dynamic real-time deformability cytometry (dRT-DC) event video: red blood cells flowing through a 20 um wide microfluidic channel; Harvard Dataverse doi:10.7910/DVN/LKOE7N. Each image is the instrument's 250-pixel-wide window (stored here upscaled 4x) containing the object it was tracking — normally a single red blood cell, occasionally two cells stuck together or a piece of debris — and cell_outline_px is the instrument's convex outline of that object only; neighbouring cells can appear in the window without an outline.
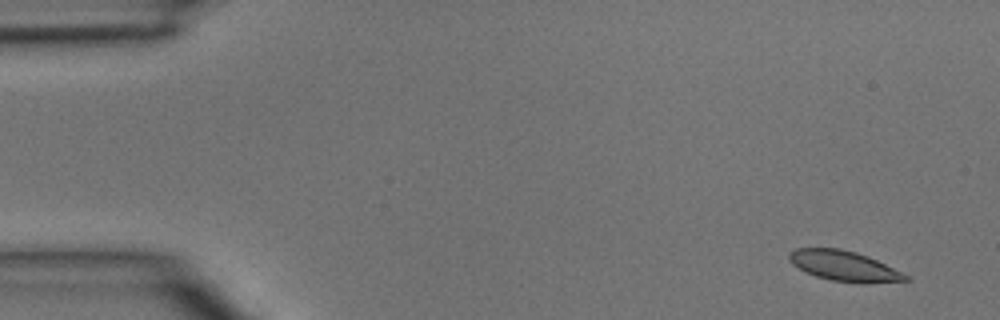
{"species": "common noctule bat (a hibernating species)", "species_latin": "Nyctalus noctula", "temperature_condition": "room temperature", "stored_images_in_passage": 3, "camera_frame_rate_fps": 3000, "um_per_image_px": 0.085, "animal": {"sex": "male", "body_mass_g": 15.6}, "frame": {"image": 1, "passage_image": 1, "time_ms": 0.0, "image_size_px": [1000, 320], "cell_outline_px": [[912, 280], [860, 284], [832, 280], [816, 276], [792, 264], [788, 260], [788, 252], [796, 248], [840, 248], [856, 252], [868, 256], [912, 276]], "centroid_in_image_um": [71.8, 22.61], "position_along_channel_um": 13.2, "area_um2": 20.75}}
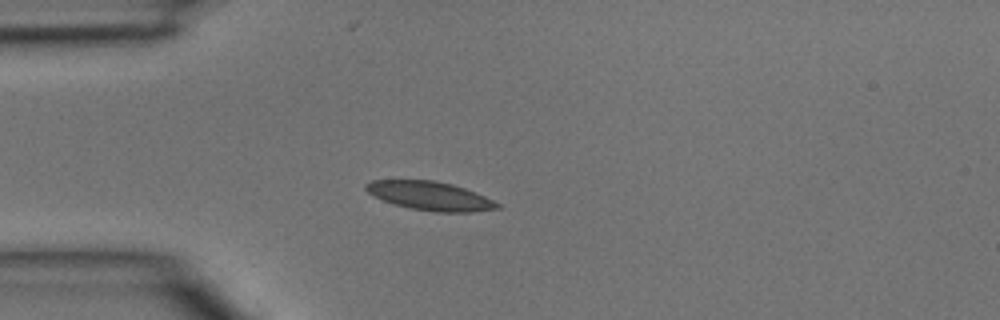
{"frame": {"image": 2, "passage_image": 3, "time_ms": 0.667, "image_size_px": [1000, 320], "cell_outline_px": [[500, 208], [472, 212], [432, 212], [408, 208], [392, 204], [368, 192], [364, 188], [364, 184], [372, 180], [432, 180], [452, 184], [464, 188], [484, 196], [500, 204]], "centroid_in_image_um": [36.53, 16.66], "position_along_channel_um": 48.5, "area_um2": 21.96}}